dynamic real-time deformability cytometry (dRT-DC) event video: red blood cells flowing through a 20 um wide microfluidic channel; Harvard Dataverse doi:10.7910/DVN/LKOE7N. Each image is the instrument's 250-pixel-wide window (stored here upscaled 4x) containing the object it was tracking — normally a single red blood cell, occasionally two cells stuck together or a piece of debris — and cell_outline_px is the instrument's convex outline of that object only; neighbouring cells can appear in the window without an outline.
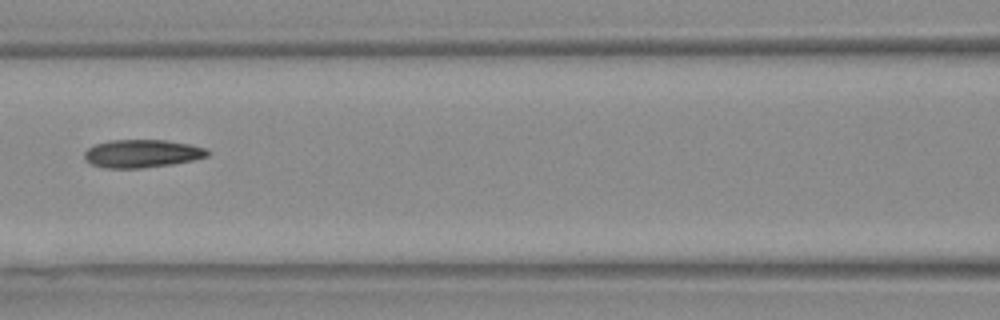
{"species": "Egyptian fruit bat (a non-hibernating species)", "species_latin": "Rousettus aegyptiacus", "temperature_condition": "warm", "stored_images_in_passage": 6, "camera_frame_rate_fps": 3000, "um_per_image_px": 0.085, "animal": {"sex": "female"}, "frame": {"image": 1, "passage_image": 6, "time_ms": 1.667, "image_size_px": [1000, 320], "cell_outline_px": [[212, 152], [208, 156], [192, 160], [172, 164], [140, 168], [104, 168], [92, 164], [84, 156], [84, 152], [88, 148], [96, 144], [112, 140], [164, 140], [188, 144], [208, 148]], "centroid_in_image_um": [12.11, 13.05], "position_along_channel_um": 154.5, "area_um2": 20.0}}